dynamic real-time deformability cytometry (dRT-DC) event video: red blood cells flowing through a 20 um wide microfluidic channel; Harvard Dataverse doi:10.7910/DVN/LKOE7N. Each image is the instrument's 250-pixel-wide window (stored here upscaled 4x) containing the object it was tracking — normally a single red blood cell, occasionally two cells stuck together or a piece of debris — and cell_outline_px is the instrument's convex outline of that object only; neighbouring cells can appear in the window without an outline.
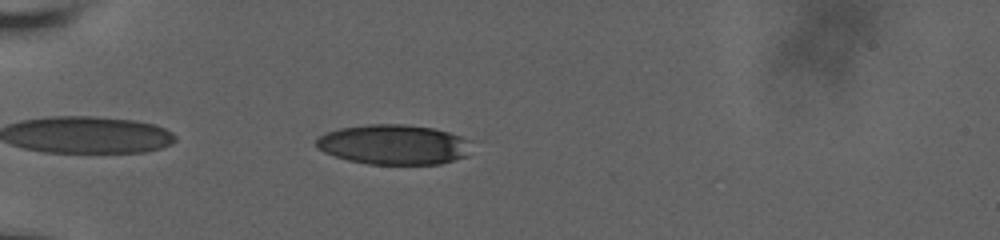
{"species": "human", "species_latin": "Homo sapiens", "temperature_condition": "room temperature", "stored_images_in_passage": 35, "camera_frame_rate_fps": 3000, "um_per_image_px": 0.085, "donor": {"sex": "male"}, "frame": {"image": 1, "passage_image": 1, "time_ms": 0.0, "image_size_px": [1000, 240], "cell_outline_px": [[472, 140], [468, 156], [440, 164], [368, 164], [348, 160], [324, 152], [316, 148], [316, 140], [320, 136], [328, 132], [340, 128], [368, 124], [404, 124], [432, 128], [448, 132]], "centroid_in_image_um": [33.5, 12.29], "position_along_channel_um": 51.5, "area_um2": 36.24}}
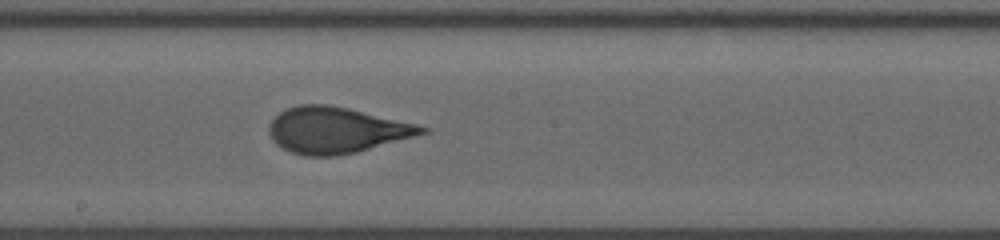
{"frame": {"image": 2, "passage_image": 16, "time_ms": 5.333, "image_size_px": [1000, 240], "cell_outline_px": [[428, 132], [356, 152], [336, 156], [304, 156], [292, 152], [276, 144], [272, 140], [268, 132], [268, 124], [280, 112], [288, 108], [300, 104], [328, 104], [348, 108], [416, 124], [428, 128]], "centroid_in_image_um": [28.53, 11.06], "position_along_channel_um": 219.7, "area_um2": 40.63}}
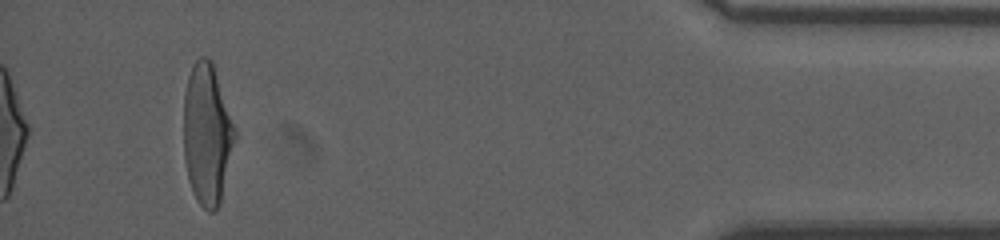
{"frame": {"image": 3, "passage_image": 35, "time_ms": 12.333, "image_size_px": [1000, 240], "cell_outline_px": [[236, 136], [220, 204], [216, 212], [208, 212], [196, 200], [192, 192], [188, 180], [184, 160], [184, 92], [188, 76], [192, 64], [200, 56], [208, 56], [212, 60], [236, 128]], "centroid_in_image_um": [17.6, 11.4], "position_along_channel_um": 417.6, "area_um2": 42.6}, "authors_computed_cell_mechanics": {"area_um2": 40.2866, "velocity_mm_per_s": 3.648, "shape_relaxation_time_tau1_ms": 3.8715, "shape_relaxation_time_tau2_ms": 0.7273, "deformation_change_tau1": 0.1938, "deformation_change_tau2": 0.0788}}